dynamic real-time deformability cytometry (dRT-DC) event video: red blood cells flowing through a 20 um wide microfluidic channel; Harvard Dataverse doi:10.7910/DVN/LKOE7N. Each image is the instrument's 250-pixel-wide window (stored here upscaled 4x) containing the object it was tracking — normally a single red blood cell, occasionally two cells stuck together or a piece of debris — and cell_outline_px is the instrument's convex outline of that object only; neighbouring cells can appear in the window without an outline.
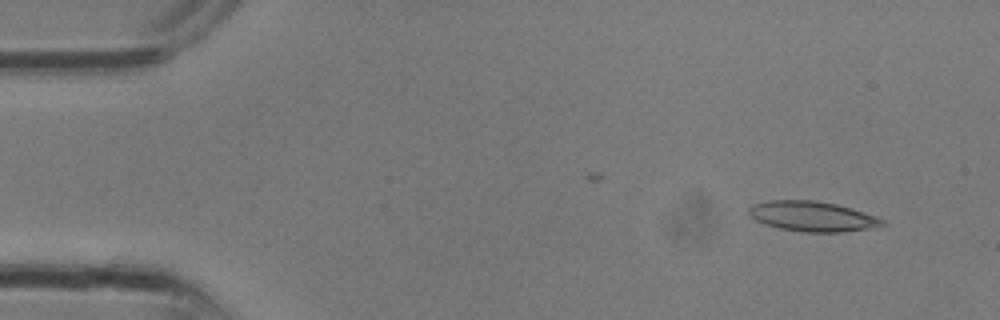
{"species": "common noctule bat (a hibernating species)", "species_latin": "Nyctalus noctula", "temperature_condition": "room temperature", "stored_images_in_passage": 15, "camera_frame_rate_fps": 3000, "um_per_image_px": 0.085, "animal": {"sex": "male", "body_mass_g": 13.3}, "frame": {"image": 1, "passage_image": 3, "time_ms": 0.667, "image_size_px": [1000, 320], "cell_outline_px": [[888, 224], [868, 228], [840, 232], [804, 232], [780, 228], [764, 224], [748, 216], [748, 208], [752, 204], [768, 200], [816, 200], [836, 204], [852, 208], [876, 216], [884, 220]], "centroid_in_image_um": [69.02, 18.38], "position_along_channel_um": 16.0, "area_um2": 23.52}}
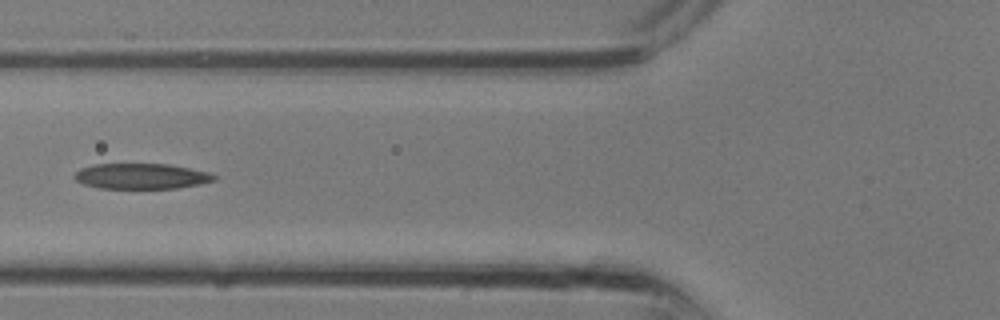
{"frame": {"image": 2, "passage_image": 12, "time_ms": 3.667, "image_size_px": [1000, 320], "cell_outline_px": [[216, 180], [200, 184], [176, 188], [100, 188], [84, 184], [76, 180], [72, 176], [80, 168], [92, 164], [168, 164], [208, 172], [216, 176]], "centroid_in_image_um": [11.98, 14.97], "position_along_channel_um": 113.8, "area_um2": 20.69}}
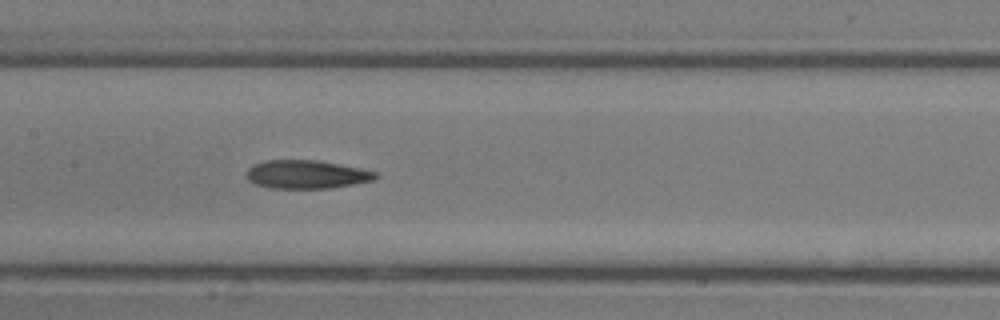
{"frame": {"image": 3, "passage_image": 15, "time_ms": 4.667, "image_size_px": [1000, 320], "cell_outline_px": [[380, 176], [372, 180], [352, 184], [328, 188], [268, 188], [256, 184], [248, 180], [248, 168], [252, 164], [268, 160], [320, 160], [360, 168], [376, 172]], "centroid_in_image_um": [26.05, 14.81], "position_along_channel_um": 181.4, "area_um2": 21.27}}